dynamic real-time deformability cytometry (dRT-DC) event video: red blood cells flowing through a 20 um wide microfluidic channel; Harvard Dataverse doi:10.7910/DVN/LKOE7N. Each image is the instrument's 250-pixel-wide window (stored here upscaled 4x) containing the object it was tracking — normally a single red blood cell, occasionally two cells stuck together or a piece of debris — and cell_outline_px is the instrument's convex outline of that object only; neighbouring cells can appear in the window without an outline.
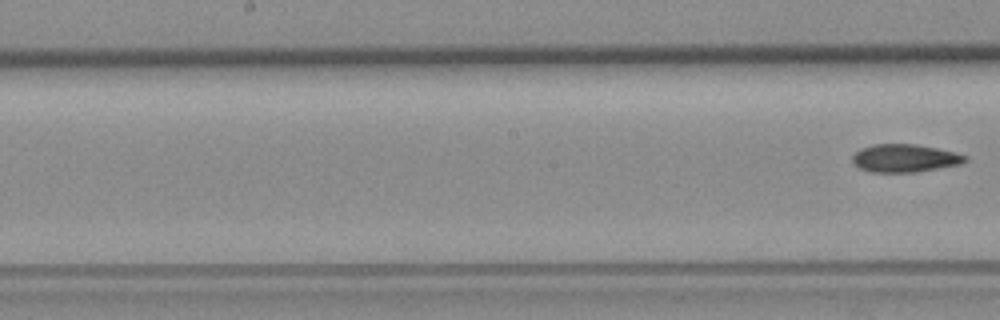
{"species": "common noctule bat (a hibernating species)", "species_latin": "Nyctalus noctula", "temperature_condition": "room temperature", "stored_images_in_passage": 6, "segment_of_instrument_passage": [2, 2], "camera_frame_rate_fps": 3000, "um_per_image_px": 0.085, "animal": {"sex": "female", "body_mass_g": 19.3, "forearm_length_mm": 54.1}, "frame": {"image": 1, "passage_image": 6, "time_ms": 6.333, "image_size_px": [1000, 320], "cell_outline_px": [[968, 160], [960, 164], [916, 172], [872, 172], [860, 168], [852, 160], [852, 156], [860, 148], [872, 144], [916, 144], [956, 152], [968, 156]], "centroid_in_image_um": [76.92, 13.44], "position_along_channel_um": 171.3, "area_um2": 18.32}}